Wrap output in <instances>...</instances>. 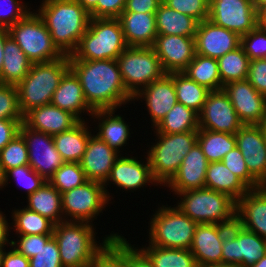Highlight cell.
I'll use <instances>...</instances> for the list:
<instances>
[{
    "label": "cell",
    "mask_w": 266,
    "mask_h": 267,
    "mask_svg": "<svg viewBox=\"0 0 266 267\" xmlns=\"http://www.w3.org/2000/svg\"><path fill=\"white\" fill-rule=\"evenodd\" d=\"M247 80L266 97V63L262 59L250 61Z\"/></svg>",
    "instance_id": "54"
},
{
    "label": "cell",
    "mask_w": 266,
    "mask_h": 267,
    "mask_svg": "<svg viewBox=\"0 0 266 267\" xmlns=\"http://www.w3.org/2000/svg\"><path fill=\"white\" fill-rule=\"evenodd\" d=\"M223 90L228 94L243 125H261L266 119V97L247 79L229 82Z\"/></svg>",
    "instance_id": "17"
},
{
    "label": "cell",
    "mask_w": 266,
    "mask_h": 267,
    "mask_svg": "<svg viewBox=\"0 0 266 267\" xmlns=\"http://www.w3.org/2000/svg\"><path fill=\"white\" fill-rule=\"evenodd\" d=\"M15 235H53L54 223L39 213L24 208L12 210Z\"/></svg>",
    "instance_id": "38"
},
{
    "label": "cell",
    "mask_w": 266,
    "mask_h": 267,
    "mask_svg": "<svg viewBox=\"0 0 266 267\" xmlns=\"http://www.w3.org/2000/svg\"><path fill=\"white\" fill-rule=\"evenodd\" d=\"M88 179L81 168L80 163L65 162L48 180L61 194L76 188Z\"/></svg>",
    "instance_id": "43"
},
{
    "label": "cell",
    "mask_w": 266,
    "mask_h": 267,
    "mask_svg": "<svg viewBox=\"0 0 266 267\" xmlns=\"http://www.w3.org/2000/svg\"><path fill=\"white\" fill-rule=\"evenodd\" d=\"M4 173L0 165V190L4 188Z\"/></svg>",
    "instance_id": "65"
},
{
    "label": "cell",
    "mask_w": 266,
    "mask_h": 267,
    "mask_svg": "<svg viewBox=\"0 0 266 267\" xmlns=\"http://www.w3.org/2000/svg\"><path fill=\"white\" fill-rule=\"evenodd\" d=\"M115 109L113 110H97L94 111L91 115V118H94L98 129L95 132L96 135L104 142H106L112 149L116 152H122L120 149L123 146H126L129 141V138L132 136L130 133V125L125 122L124 118L121 115L115 114ZM126 144V145H125Z\"/></svg>",
    "instance_id": "29"
},
{
    "label": "cell",
    "mask_w": 266,
    "mask_h": 267,
    "mask_svg": "<svg viewBox=\"0 0 266 267\" xmlns=\"http://www.w3.org/2000/svg\"><path fill=\"white\" fill-rule=\"evenodd\" d=\"M208 165L206 156L196 143L184 157L177 173L164 187L170 188L175 196L181 192L205 188Z\"/></svg>",
    "instance_id": "23"
},
{
    "label": "cell",
    "mask_w": 266,
    "mask_h": 267,
    "mask_svg": "<svg viewBox=\"0 0 266 267\" xmlns=\"http://www.w3.org/2000/svg\"><path fill=\"white\" fill-rule=\"evenodd\" d=\"M26 199L28 201V205L25 206L27 209L39 213L54 224L64 221L61 193L48 181L33 194L26 196Z\"/></svg>",
    "instance_id": "34"
},
{
    "label": "cell",
    "mask_w": 266,
    "mask_h": 267,
    "mask_svg": "<svg viewBox=\"0 0 266 267\" xmlns=\"http://www.w3.org/2000/svg\"><path fill=\"white\" fill-rule=\"evenodd\" d=\"M176 206L197 224L231 225L236 222V201L227 194L199 188L176 194Z\"/></svg>",
    "instance_id": "6"
},
{
    "label": "cell",
    "mask_w": 266,
    "mask_h": 267,
    "mask_svg": "<svg viewBox=\"0 0 266 267\" xmlns=\"http://www.w3.org/2000/svg\"><path fill=\"white\" fill-rule=\"evenodd\" d=\"M205 187L227 194L236 202L250 190L222 161L209 162L206 171Z\"/></svg>",
    "instance_id": "31"
},
{
    "label": "cell",
    "mask_w": 266,
    "mask_h": 267,
    "mask_svg": "<svg viewBox=\"0 0 266 267\" xmlns=\"http://www.w3.org/2000/svg\"><path fill=\"white\" fill-rule=\"evenodd\" d=\"M127 47L118 18H91L69 60H116Z\"/></svg>",
    "instance_id": "5"
},
{
    "label": "cell",
    "mask_w": 266,
    "mask_h": 267,
    "mask_svg": "<svg viewBox=\"0 0 266 267\" xmlns=\"http://www.w3.org/2000/svg\"><path fill=\"white\" fill-rule=\"evenodd\" d=\"M222 85L247 79L250 59L240 46L217 59Z\"/></svg>",
    "instance_id": "41"
},
{
    "label": "cell",
    "mask_w": 266,
    "mask_h": 267,
    "mask_svg": "<svg viewBox=\"0 0 266 267\" xmlns=\"http://www.w3.org/2000/svg\"><path fill=\"white\" fill-rule=\"evenodd\" d=\"M140 99L145 101L152 121L151 128L154 129L177 103L174 72L165 73L160 79L153 81L133 96L132 101Z\"/></svg>",
    "instance_id": "21"
},
{
    "label": "cell",
    "mask_w": 266,
    "mask_h": 267,
    "mask_svg": "<svg viewBox=\"0 0 266 267\" xmlns=\"http://www.w3.org/2000/svg\"><path fill=\"white\" fill-rule=\"evenodd\" d=\"M35 12L64 55H71L77 49L91 19L90 14L75 0H42Z\"/></svg>",
    "instance_id": "2"
},
{
    "label": "cell",
    "mask_w": 266,
    "mask_h": 267,
    "mask_svg": "<svg viewBox=\"0 0 266 267\" xmlns=\"http://www.w3.org/2000/svg\"><path fill=\"white\" fill-rule=\"evenodd\" d=\"M121 155L92 133L79 162L88 180L104 184L115 160Z\"/></svg>",
    "instance_id": "24"
},
{
    "label": "cell",
    "mask_w": 266,
    "mask_h": 267,
    "mask_svg": "<svg viewBox=\"0 0 266 267\" xmlns=\"http://www.w3.org/2000/svg\"><path fill=\"white\" fill-rule=\"evenodd\" d=\"M90 128L92 127L89 126L86 118V121H80L72 129L53 135L56 150L64 162L79 163L81 161L89 136L92 134Z\"/></svg>",
    "instance_id": "30"
},
{
    "label": "cell",
    "mask_w": 266,
    "mask_h": 267,
    "mask_svg": "<svg viewBox=\"0 0 266 267\" xmlns=\"http://www.w3.org/2000/svg\"><path fill=\"white\" fill-rule=\"evenodd\" d=\"M223 164L235 175H237L250 189L262 187V185L249 173L244 157L236 146L222 159Z\"/></svg>",
    "instance_id": "49"
},
{
    "label": "cell",
    "mask_w": 266,
    "mask_h": 267,
    "mask_svg": "<svg viewBox=\"0 0 266 267\" xmlns=\"http://www.w3.org/2000/svg\"><path fill=\"white\" fill-rule=\"evenodd\" d=\"M69 69L81 83L84 98L93 110H117L133 102L116 60H69Z\"/></svg>",
    "instance_id": "1"
},
{
    "label": "cell",
    "mask_w": 266,
    "mask_h": 267,
    "mask_svg": "<svg viewBox=\"0 0 266 267\" xmlns=\"http://www.w3.org/2000/svg\"><path fill=\"white\" fill-rule=\"evenodd\" d=\"M116 61L123 83L132 96L165 74L152 47H127Z\"/></svg>",
    "instance_id": "10"
},
{
    "label": "cell",
    "mask_w": 266,
    "mask_h": 267,
    "mask_svg": "<svg viewBox=\"0 0 266 267\" xmlns=\"http://www.w3.org/2000/svg\"><path fill=\"white\" fill-rule=\"evenodd\" d=\"M51 104L75 115L80 121H84L82 114H93L88 106L81 87V83L75 74L69 69L61 78L58 88L55 90ZM85 112V113H84Z\"/></svg>",
    "instance_id": "28"
},
{
    "label": "cell",
    "mask_w": 266,
    "mask_h": 267,
    "mask_svg": "<svg viewBox=\"0 0 266 267\" xmlns=\"http://www.w3.org/2000/svg\"><path fill=\"white\" fill-rule=\"evenodd\" d=\"M12 240V247L28 259L37 254L42 246V235H18Z\"/></svg>",
    "instance_id": "53"
},
{
    "label": "cell",
    "mask_w": 266,
    "mask_h": 267,
    "mask_svg": "<svg viewBox=\"0 0 266 267\" xmlns=\"http://www.w3.org/2000/svg\"><path fill=\"white\" fill-rule=\"evenodd\" d=\"M240 46L250 61L262 59L266 55V29L257 25L241 36Z\"/></svg>",
    "instance_id": "48"
},
{
    "label": "cell",
    "mask_w": 266,
    "mask_h": 267,
    "mask_svg": "<svg viewBox=\"0 0 266 267\" xmlns=\"http://www.w3.org/2000/svg\"><path fill=\"white\" fill-rule=\"evenodd\" d=\"M61 202L64 221L88 222L91 224L110 203L104 185L90 180L62 193Z\"/></svg>",
    "instance_id": "11"
},
{
    "label": "cell",
    "mask_w": 266,
    "mask_h": 267,
    "mask_svg": "<svg viewBox=\"0 0 266 267\" xmlns=\"http://www.w3.org/2000/svg\"><path fill=\"white\" fill-rule=\"evenodd\" d=\"M241 44V36L231 30L216 25L209 19L198 24L195 33L196 54L218 59Z\"/></svg>",
    "instance_id": "20"
},
{
    "label": "cell",
    "mask_w": 266,
    "mask_h": 267,
    "mask_svg": "<svg viewBox=\"0 0 266 267\" xmlns=\"http://www.w3.org/2000/svg\"><path fill=\"white\" fill-rule=\"evenodd\" d=\"M174 86L177 102L199 114L210 90L191 80L183 72H174Z\"/></svg>",
    "instance_id": "40"
},
{
    "label": "cell",
    "mask_w": 266,
    "mask_h": 267,
    "mask_svg": "<svg viewBox=\"0 0 266 267\" xmlns=\"http://www.w3.org/2000/svg\"><path fill=\"white\" fill-rule=\"evenodd\" d=\"M23 120L0 119V150L19 134Z\"/></svg>",
    "instance_id": "55"
},
{
    "label": "cell",
    "mask_w": 266,
    "mask_h": 267,
    "mask_svg": "<svg viewBox=\"0 0 266 267\" xmlns=\"http://www.w3.org/2000/svg\"><path fill=\"white\" fill-rule=\"evenodd\" d=\"M27 5L20 0H0V27L8 29L24 19L31 12Z\"/></svg>",
    "instance_id": "51"
},
{
    "label": "cell",
    "mask_w": 266,
    "mask_h": 267,
    "mask_svg": "<svg viewBox=\"0 0 266 267\" xmlns=\"http://www.w3.org/2000/svg\"><path fill=\"white\" fill-rule=\"evenodd\" d=\"M236 222L266 239V186L250 189L236 202Z\"/></svg>",
    "instance_id": "25"
},
{
    "label": "cell",
    "mask_w": 266,
    "mask_h": 267,
    "mask_svg": "<svg viewBox=\"0 0 266 267\" xmlns=\"http://www.w3.org/2000/svg\"><path fill=\"white\" fill-rule=\"evenodd\" d=\"M229 225L197 224L190 251L198 267L222 264L223 237Z\"/></svg>",
    "instance_id": "22"
},
{
    "label": "cell",
    "mask_w": 266,
    "mask_h": 267,
    "mask_svg": "<svg viewBox=\"0 0 266 267\" xmlns=\"http://www.w3.org/2000/svg\"><path fill=\"white\" fill-rule=\"evenodd\" d=\"M258 26L266 29V5L257 13Z\"/></svg>",
    "instance_id": "62"
},
{
    "label": "cell",
    "mask_w": 266,
    "mask_h": 267,
    "mask_svg": "<svg viewBox=\"0 0 266 267\" xmlns=\"http://www.w3.org/2000/svg\"><path fill=\"white\" fill-rule=\"evenodd\" d=\"M4 252H5L4 247H0V267H2V258H3Z\"/></svg>",
    "instance_id": "68"
},
{
    "label": "cell",
    "mask_w": 266,
    "mask_h": 267,
    "mask_svg": "<svg viewBox=\"0 0 266 267\" xmlns=\"http://www.w3.org/2000/svg\"><path fill=\"white\" fill-rule=\"evenodd\" d=\"M125 154L127 156L120 155L115 160L110 174L103 184L109 202L111 201L110 194L112 193H109L107 190V185H110L112 182L113 185H116L117 189L120 188L122 191L130 190L131 192L141 189V187L143 188L146 185L150 186L149 183L156 186L159 185L153 177L150 163L146 155L144 159L146 162L144 160L142 162V157L141 160H138V157L136 158L132 155L129 157L127 153Z\"/></svg>",
    "instance_id": "16"
},
{
    "label": "cell",
    "mask_w": 266,
    "mask_h": 267,
    "mask_svg": "<svg viewBox=\"0 0 266 267\" xmlns=\"http://www.w3.org/2000/svg\"><path fill=\"white\" fill-rule=\"evenodd\" d=\"M89 267H128V241L122 235L111 239Z\"/></svg>",
    "instance_id": "42"
},
{
    "label": "cell",
    "mask_w": 266,
    "mask_h": 267,
    "mask_svg": "<svg viewBox=\"0 0 266 267\" xmlns=\"http://www.w3.org/2000/svg\"><path fill=\"white\" fill-rule=\"evenodd\" d=\"M183 73L210 91L221 90L224 87L221 83L217 59L195 54Z\"/></svg>",
    "instance_id": "36"
},
{
    "label": "cell",
    "mask_w": 266,
    "mask_h": 267,
    "mask_svg": "<svg viewBox=\"0 0 266 267\" xmlns=\"http://www.w3.org/2000/svg\"><path fill=\"white\" fill-rule=\"evenodd\" d=\"M19 133L23 136L28 149V165L48 181L65 163L56 150L53 136L28 128L24 123L21 124Z\"/></svg>",
    "instance_id": "14"
},
{
    "label": "cell",
    "mask_w": 266,
    "mask_h": 267,
    "mask_svg": "<svg viewBox=\"0 0 266 267\" xmlns=\"http://www.w3.org/2000/svg\"><path fill=\"white\" fill-rule=\"evenodd\" d=\"M126 0H98L97 6L89 13L91 18H118L125 8Z\"/></svg>",
    "instance_id": "52"
},
{
    "label": "cell",
    "mask_w": 266,
    "mask_h": 267,
    "mask_svg": "<svg viewBox=\"0 0 266 267\" xmlns=\"http://www.w3.org/2000/svg\"><path fill=\"white\" fill-rule=\"evenodd\" d=\"M172 206L166 203L155 210L149 221L148 243L162 248L190 250L197 223Z\"/></svg>",
    "instance_id": "8"
},
{
    "label": "cell",
    "mask_w": 266,
    "mask_h": 267,
    "mask_svg": "<svg viewBox=\"0 0 266 267\" xmlns=\"http://www.w3.org/2000/svg\"><path fill=\"white\" fill-rule=\"evenodd\" d=\"M6 214L4 212L0 211V247H5L7 246H12V240L8 239L9 238V232L11 228V223H8V218H6Z\"/></svg>",
    "instance_id": "59"
},
{
    "label": "cell",
    "mask_w": 266,
    "mask_h": 267,
    "mask_svg": "<svg viewBox=\"0 0 266 267\" xmlns=\"http://www.w3.org/2000/svg\"><path fill=\"white\" fill-rule=\"evenodd\" d=\"M162 2L177 12L193 17L199 23L208 19L209 0H162Z\"/></svg>",
    "instance_id": "50"
},
{
    "label": "cell",
    "mask_w": 266,
    "mask_h": 267,
    "mask_svg": "<svg viewBox=\"0 0 266 267\" xmlns=\"http://www.w3.org/2000/svg\"><path fill=\"white\" fill-rule=\"evenodd\" d=\"M29 164L28 149L23 136L16 135L0 150V165L3 173L7 170Z\"/></svg>",
    "instance_id": "44"
},
{
    "label": "cell",
    "mask_w": 266,
    "mask_h": 267,
    "mask_svg": "<svg viewBox=\"0 0 266 267\" xmlns=\"http://www.w3.org/2000/svg\"><path fill=\"white\" fill-rule=\"evenodd\" d=\"M249 267H266V255Z\"/></svg>",
    "instance_id": "64"
},
{
    "label": "cell",
    "mask_w": 266,
    "mask_h": 267,
    "mask_svg": "<svg viewBox=\"0 0 266 267\" xmlns=\"http://www.w3.org/2000/svg\"><path fill=\"white\" fill-rule=\"evenodd\" d=\"M152 48L165 73L183 72L196 54L195 37L157 35Z\"/></svg>",
    "instance_id": "19"
},
{
    "label": "cell",
    "mask_w": 266,
    "mask_h": 267,
    "mask_svg": "<svg viewBox=\"0 0 266 267\" xmlns=\"http://www.w3.org/2000/svg\"><path fill=\"white\" fill-rule=\"evenodd\" d=\"M34 11L33 9L24 19L10 26L9 36L33 64L62 58L64 54L53 43L43 20Z\"/></svg>",
    "instance_id": "9"
},
{
    "label": "cell",
    "mask_w": 266,
    "mask_h": 267,
    "mask_svg": "<svg viewBox=\"0 0 266 267\" xmlns=\"http://www.w3.org/2000/svg\"><path fill=\"white\" fill-rule=\"evenodd\" d=\"M198 116L199 129L235 134L243 126L223 89L209 92Z\"/></svg>",
    "instance_id": "15"
},
{
    "label": "cell",
    "mask_w": 266,
    "mask_h": 267,
    "mask_svg": "<svg viewBox=\"0 0 266 267\" xmlns=\"http://www.w3.org/2000/svg\"><path fill=\"white\" fill-rule=\"evenodd\" d=\"M0 119L23 120L16 85L0 84Z\"/></svg>",
    "instance_id": "47"
},
{
    "label": "cell",
    "mask_w": 266,
    "mask_h": 267,
    "mask_svg": "<svg viewBox=\"0 0 266 267\" xmlns=\"http://www.w3.org/2000/svg\"><path fill=\"white\" fill-rule=\"evenodd\" d=\"M140 250L150 259L154 267H198L195 257L188 249L162 248L148 244Z\"/></svg>",
    "instance_id": "39"
},
{
    "label": "cell",
    "mask_w": 266,
    "mask_h": 267,
    "mask_svg": "<svg viewBox=\"0 0 266 267\" xmlns=\"http://www.w3.org/2000/svg\"><path fill=\"white\" fill-rule=\"evenodd\" d=\"M262 126V130L264 132V138H265V142H266V119L261 123Z\"/></svg>",
    "instance_id": "67"
},
{
    "label": "cell",
    "mask_w": 266,
    "mask_h": 267,
    "mask_svg": "<svg viewBox=\"0 0 266 267\" xmlns=\"http://www.w3.org/2000/svg\"><path fill=\"white\" fill-rule=\"evenodd\" d=\"M95 225L88 222L63 221L54 224L53 237L59 247L63 267H89L95 256L119 233H110L96 241Z\"/></svg>",
    "instance_id": "3"
},
{
    "label": "cell",
    "mask_w": 266,
    "mask_h": 267,
    "mask_svg": "<svg viewBox=\"0 0 266 267\" xmlns=\"http://www.w3.org/2000/svg\"><path fill=\"white\" fill-rule=\"evenodd\" d=\"M154 134L156 140L153 145L151 143L146 154L154 179L160 186H165L179 170L184 157L197 143V131Z\"/></svg>",
    "instance_id": "7"
},
{
    "label": "cell",
    "mask_w": 266,
    "mask_h": 267,
    "mask_svg": "<svg viewBox=\"0 0 266 267\" xmlns=\"http://www.w3.org/2000/svg\"><path fill=\"white\" fill-rule=\"evenodd\" d=\"M197 143L208 162H218L236 147V137L231 133L198 129Z\"/></svg>",
    "instance_id": "37"
},
{
    "label": "cell",
    "mask_w": 266,
    "mask_h": 267,
    "mask_svg": "<svg viewBox=\"0 0 266 267\" xmlns=\"http://www.w3.org/2000/svg\"><path fill=\"white\" fill-rule=\"evenodd\" d=\"M11 249V250H10ZM10 249L5 250L2 258V267H30V262L27 257L21 255L16 249L10 246Z\"/></svg>",
    "instance_id": "57"
},
{
    "label": "cell",
    "mask_w": 266,
    "mask_h": 267,
    "mask_svg": "<svg viewBox=\"0 0 266 267\" xmlns=\"http://www.w3.org/2000/svg\"><path fill=\"white\" fill-rule=\"evenodd\" d=\"M68 70L69 55L50 62L32 64L25 78L16 85L23 116L31 109L51 103L61 78Z\"/></svg>",
    "instance_id": "4"
},
{
    "label": "cell",
    "mask_w": 266,
    "mask_h": 267,
    "mask_svg": "<svg viewBox=\"0 0 266 267\" xmlns=\"http://www.w3.org/2000/svg\"><path fill=\"white\" fill-rule=\"evenodd\" d=\"M118 19L128 47H152L157 36L155 13L122 12Z\"/></svg>",
    "instance_id": "27"
},
{
    "label": "cell",
    "mask_w": 266,
    "mask_h": 267,
    "mask_svg": "<svg viewBox=\"0 0 266 267\" xmlns=\"http://www.w3.org/2000/svg\"><path fill=\"white\" fill-rule=\"evenodd\" d=\"M162 0H126L123 12L155 13Z\"/></svg>",
    "instance_id": "56"
},
{
    "label": "cell",
    "mask_w": 266,
    "mask_h": 267,
    "mask_svg": "<svg viewBox=\"0 0 266 267\" xmlns=\"http://www.w3.org/2000/svg\"><path fill=\"white\" fill-rule=\"evenodd\" d=\"M154 129L163 134L198 131L199 116L193 109L177 102Z\"/></svg>",
    "instance_id": "35"
},
{
    "label": "cell",
    "mask_w": 266,
    "mask_h": 267,
    "mask_svg": "<svg viewBox=\"0 0 266 267\" xmlns=\"http://www.w3.org/2000/svg\"><path fill=\"white\" fill-rule=\"evenodd\" d=\"M266 255V239L237 222L223 237L222 264L249 267Z\"/></svg>",
    "instance_id": "12"
},
{
    "label": "cell",
    "mask_w": 266,
    "mask_h": 267,
    "mask_svg": "<svg viewBox=\"0 0 266 267\" xmlns=\"http://www.w3.org/2000/svg\"><path fill=\"white\" fill-rule=\"evenodd\" d=\"M157 35L195 37L199 22L193 17L177 12L163 2L155 12Z\"/></svg>",
    "instance_id": "32"
},
{
    "label": "cell",
    "mask_w": 266,
    "mask_h": 267,
    "mask_svg": "<svg viewBox=\"0 0 266 267\" xmlns=\"http://www.w3.org/2000/svg\"><path fill=\"white\" fill-rule=\"evenodd\" d=\"M11 177L17 182L16 184L25 188L27 191L25 194L27 193V196L33 194L46 182L28 164L7 170L4 173V187L9 184L8 181L11 180Z\"/></svg>",
    "instance_id": "45"
},
{
    "label": "cell",
    "mask_w": 266,
    "mask_h": 267,
    "mask_svg": "<svg viewBox=\"0 0 266 267\" xmlns=\"http://www.w3.org/2000/svg\"><path fill=\"white\" fill-rule=\"evenodd\" d=\"M29 262L30 267H63L59 247L53 235H42V246Z\"/></svg>",
    "instance_id": "46"
},
{
    "label": "cell",
    "mask_w": 266,
    "mask_h": 267,
    "mask_svg": "<svg viewBox=\"0 0 266 267\" xmlns=\"http://www.w3.org/2000/svg\"><path fill=\"white\" fill-rule=\"evenodd\" d=\"M79 122L80 120L75 115L51 103L31 109L23 119V123L28 128L52 136L72 129Z\"/></svg>",
    "instance_id": "26"
},
{
    "label": "cell",
    "mask_w": 266,
    "mask_h": 267,
    "mask_svg": "<svg viewBox=\"0 0 266 267\" xmlns=\"http://www.w3.org/2000/svg\"><path fill=\"white\" fill-rule=\"evenodd\" d=\"M208 19L240 36L258 25L254 0H209Z\"/></svg>",
    "instance_id": "13"
},
{
    "label": "cell",
    "mask_w": 266,
    "mask_h": 267,
    "mask_svg": "<svg viewBox=\"0 0 266 267\" xmlns=\"http://www.w3.org/2000/svg\"><path fill=\"white\" fill-rule=\"evenodd\" d=\"M3 49L0 84L17 85L28 74L33 63L10 36L5 40Z\"/></svg>",
    "instance_id": "33"
},
{
    "label": "cell",
    "mask_w": 266,
    "mask_h": 267,
    "mask_svg": "<svg viewBox=\"0 0 266 267\" xmlns=\"http://www.w3.org/2000/svg\"><path fill=\"white\" fill-rule=\"evenodd\" d=\"M249 173L266 186V142L261 125H243L235 134Z\"/></svg>",
    "instance_id": "18"
},
{
    "label": "cell",
    "mask_w": 266,
    "mask_h": 267,
    "mask_svg": "<svg viewBox=\"0 0 266 267\" xmlns=\"http://www.w3.org/2000/svg\"><path fill=\"white\" fill-rule=\"evenodd\" d=\"M202 267H239V266L228 265V264H215V265H208V266H202Z\"/></svg>",
    "instance_id": "66"
},
{
    "label": "cell",
    "mask_w": 266,
    "mask_h": 267,
    "mask_svg": "<svg viewBox=\"0 0 266 267\" xmlns=\"http://www.w3.org/2000/svg\"><path fill=\"white\" fill-rule=\"evenodd\" d=\"M262 60L266 63V55L262 58Z\"/></svg>",
    "instance_id": "69"
},
{
    "label": "cell",
    "mask_w": 266,
    "mask_h": 267,
    "mask_svg": "<svg viewBox=\"0 0 266 267\" xmlns=\"http://www.w3.org/2000/svg\"><path fill=\"white\" fill-rule=\"evenodd\" d=\"M79 3L88 13H90L98 3V0H75Z\"/></svg>",
    "instance_id": "61"
},
{
    "label": "cell",
    "mask_w": 266,
    "mask_h": 267,
    "mask_svg": "<svg viewBox=\"0 0 266 267\" xmlns=\"http://www.w3.org/2000/svg\"><path fill=\"white\" fill-rule=\"evenodd\" d=\"M128 267H154V265L139 247L128 242Z\"/></svg>",
    "instance_id": "58"
},
{
    "label": "cell",
    "mask_w": 266,
    "mask_h": 267,
    "mask_svg": "<svg viewBox=\"0 0 266 267\" xmlns=\"http://www.w3.org/2000/svg\"><path fill=\"white\" fill-rule=\"evenodd\" d=\"M9 37L8 29L0 27V73L3 67L4 42Z\"/></svg>",
    "instance_id": "60"
},
{
    "label": "cell",
    "mask_w": 266,
    "mask_h": 267,
    "mask_svg": "<svg viewBox=\"0 0 266 267\" xmlns=\"http://www.w3.org/2000/svg\"><path fill=\"white\" fill-rule=\"evenodd\" d=\"M257 13L266 5V0H254Z\"/></svg>",
    "instance_id": "63"
}]
</instances>
